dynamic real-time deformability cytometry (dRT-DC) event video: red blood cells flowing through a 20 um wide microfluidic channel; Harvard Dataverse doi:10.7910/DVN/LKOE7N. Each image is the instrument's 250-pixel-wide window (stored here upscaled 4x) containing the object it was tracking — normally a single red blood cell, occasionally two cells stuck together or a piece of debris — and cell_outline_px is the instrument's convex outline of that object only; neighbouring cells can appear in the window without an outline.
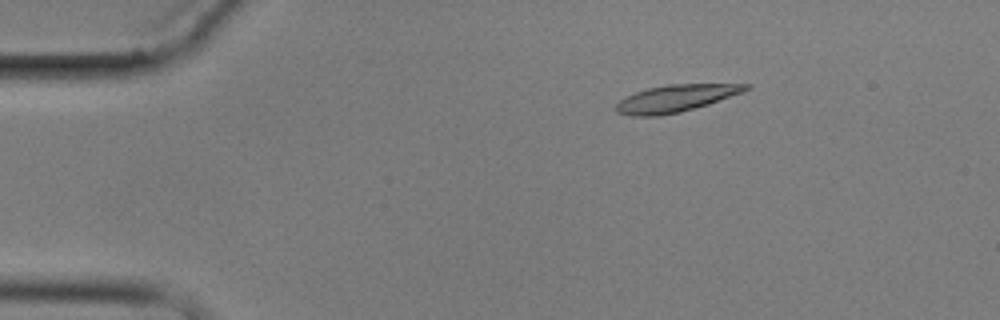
{"species": "common noctule bat (a hibernating species)", "species_latin": "Nyctalus noctula", "temperature_condition": "cold", "stored_images_in_passage": 4, "camera_frame_rate_fps": 3000, "um_per_image_px": 0.085, "animal": {"sex": "male", "body_mass_g": 17.9}, "frame": {"image": 1, "passage_image": 2, "time_ms": 1.333, "image_size_px": [1000, 320], "cell_outline_px": [[752, 88], [744, 92], [708, 104], [680, 112], [660, 116], [632, 116], [616, 112], [616, 104], [620, 100], [636, 92], [648, 88], [668, 84], [752, 84]], "centroid_in_image_um": [57.47, 8.36], "position_along_channel_um": 27.5, "area_um2": 20.4}}